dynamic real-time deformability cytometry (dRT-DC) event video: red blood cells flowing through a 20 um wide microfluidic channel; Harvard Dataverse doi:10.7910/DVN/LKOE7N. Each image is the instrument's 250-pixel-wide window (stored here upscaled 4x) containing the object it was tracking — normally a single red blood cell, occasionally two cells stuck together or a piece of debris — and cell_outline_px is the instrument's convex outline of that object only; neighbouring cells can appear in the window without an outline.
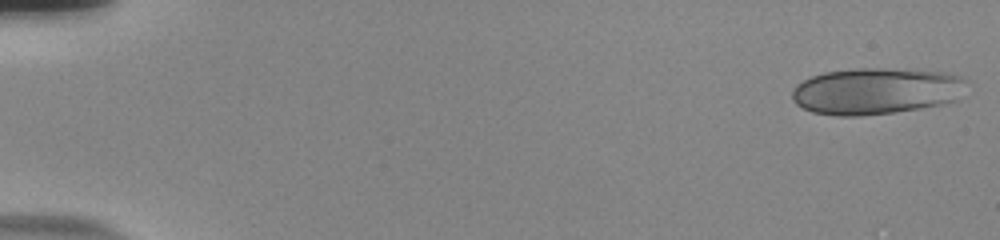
{"species": "human", "species_latin": "Homo sapiens", "temperature_condition": "room temperature", "stored_images_in_passage": 55, "camera_frame_rate_fps": 3000, "um_per_image_px": 0.085, "donor": {"sex": "male"}, "frame": {"image": 1, "passage_image": 1, "time_ms": 0.0, "image_size_px": [1000, 240], "cell_outline_px": [[960, 80], [956, 100], [940, 104], [920, 108], [896, 112], [860, 116], [836, 116], [812, 112], [796, 104], [792, 100], [792, 88], [796, 84], [812, 76], [824, 72], [856, 68], [884, 68], [952, 72], [960, 76]], "centroid_in_image_um": [74.35, 7.74], "position_along_channel_um": 10.7, "area_um2": 46.99}}
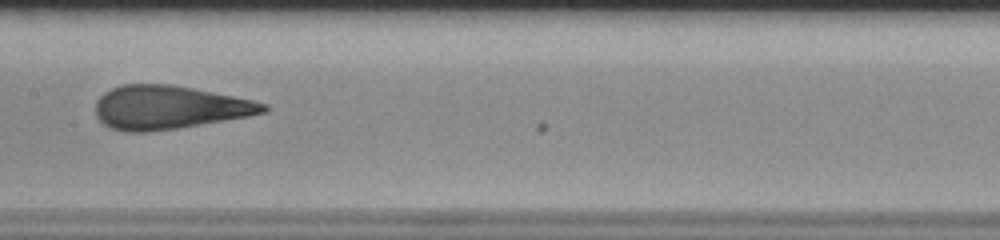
{"frame": {"image": 2, "passage_image": 29, "time_ms": 9.333, "image_size_px": [1000, 240], "cell_outline_px": [[268, 112], [248, 116], [176, 128], [148, 132], [128, 132], [112, 128], [104, 124], [96, 116], [96, 100], [104, 92], [112, 88], [124, 84], [168, 84], [192, 88], [252, 100], [268, 104]], "centroid_in_image_um": [14.35, 9.13], "position_along_channel_um": 193.1, "area_um2": 42.19}}
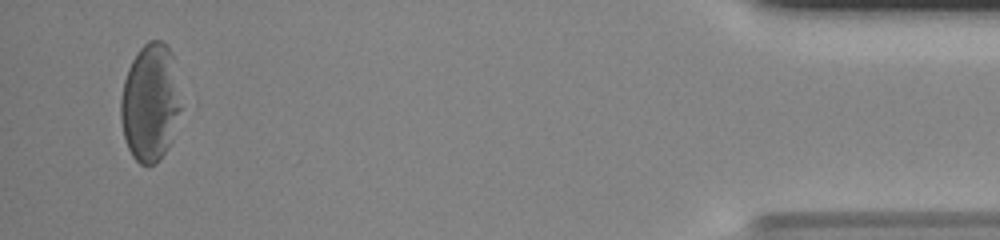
{"frame": {"image": 3, "passage_image": 53, "time_ms": 17.333, "image_size_px": [1000, 240], "cell_outline_px": [[180, 108], [172, 140], [168, 148], [160, 160], [156, 164], [148, 168], [140, 164], [132, 156], [128, 148], [124, 136], [120, 116], [120, 100], [124, 80], [128, 68], [132, 60], [140, 48], [148, 40], [160, 40], [168, 44], [172, 52]], "centroid_in_image_um": [12.74, 8.75], "position_along_channel_um": 422.5, "area_um2": 41.33}, "authors_computed_cell_mechanics": {"area_um2": 42.7142, "velocity_mm_per_s": 3.7273, "shape_relaxation_time_tau1_ms": 7.8479, "shape_relaxation_time_tau2_ms": null, "deformation_change_tau1": 0.2277, "deformation_change_tau2": null}}